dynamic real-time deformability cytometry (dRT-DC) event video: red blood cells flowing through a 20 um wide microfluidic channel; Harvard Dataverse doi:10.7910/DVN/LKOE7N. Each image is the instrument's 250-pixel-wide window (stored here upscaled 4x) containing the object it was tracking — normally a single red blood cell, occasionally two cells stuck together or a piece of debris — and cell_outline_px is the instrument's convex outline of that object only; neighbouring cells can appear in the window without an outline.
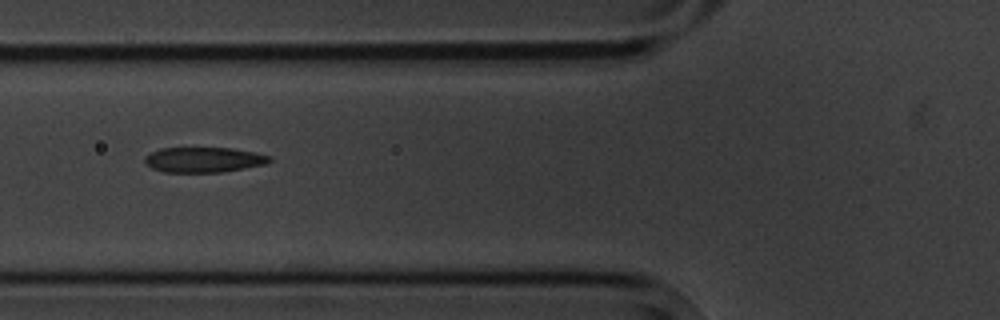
{"species": "common noctule bat (a hibernating species)", "species_latin": "Nyctalus noctula", "temperature_condition": "cold", "stored_images_in_passage": 17, "camera_frame_rate_fps": 3000, "um_per_image_px": 0.085, "animal": {"sex": "male", "body_mass_g": 20.1, "forearm_length_mm": 53.5}, "frame": {"image": 1, "passage_image": 7, "time_ms": 8.0, "image_size_px": [1000, 320], "cell_outline_px": [[272, 160], [264, 164], [224, 172], [164, 172], [152, 168], [144, 164], [144, 156], [160, 148], [232, 148], [272, 156]], "centroid_in_image_um": [17.28, 13.58], "position_along_channel_um": 108.5, "area_um2": 18.32}}
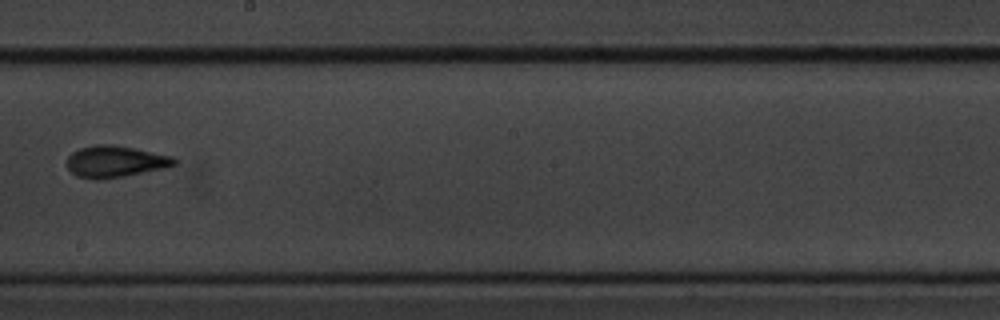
{"frame": {"image": 2, "passage_image": 10, "time_ms": 11.667, "image_size_px": [1000, 320], "cell_outline_px": [[176, 164], [164, 168], [124, 176], [76, 176], [68, 168], [68, 156], [72, 152], [80, 148], [96, 144], [112, 144], [172, 156], [176, 160]], "centroid_in_image_um": [9.82, 13.68], "position_along_channel_um": 238.4, "area_um2": 18.84}}
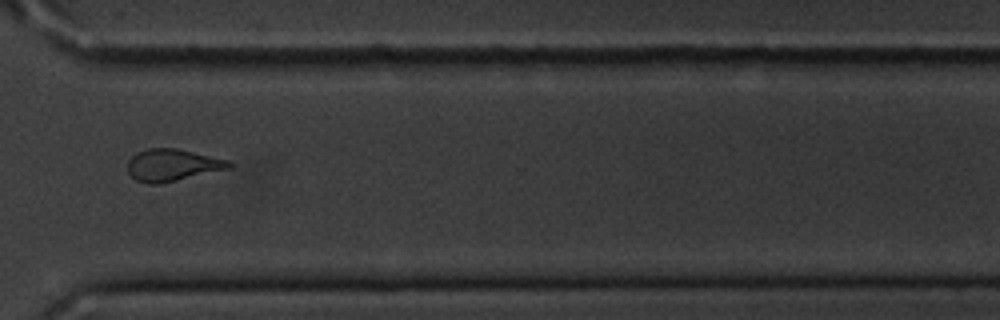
{"frame": {"image": 3, "passage_image": 13, "time_ms": 15.0, "image_size_px": [1000, 320], "cell_outline_px": [[232, 168], [160, 184], [148, 184], [136, 180], [128, 172], [128, 160], [136, 152], [148, 148], [176, 148], [228, 160], [232, 164]], "centroid_in_image_um": [14.64, 14.04], "position_along_channel_um": 356.0, "area_um2": 18.96}, "authors_computed_cell_mechanics": {"area_um2": 18.3226, "velocity_mm_per_s": 3.5191, "shape_relaxation_time_tau1_ms": 1.8387, "shape_relaxation_time_tau2_ms": 3.2887, "deformation_change_tau1": 0.266, "deformation_change_tau2": 0.1214}}